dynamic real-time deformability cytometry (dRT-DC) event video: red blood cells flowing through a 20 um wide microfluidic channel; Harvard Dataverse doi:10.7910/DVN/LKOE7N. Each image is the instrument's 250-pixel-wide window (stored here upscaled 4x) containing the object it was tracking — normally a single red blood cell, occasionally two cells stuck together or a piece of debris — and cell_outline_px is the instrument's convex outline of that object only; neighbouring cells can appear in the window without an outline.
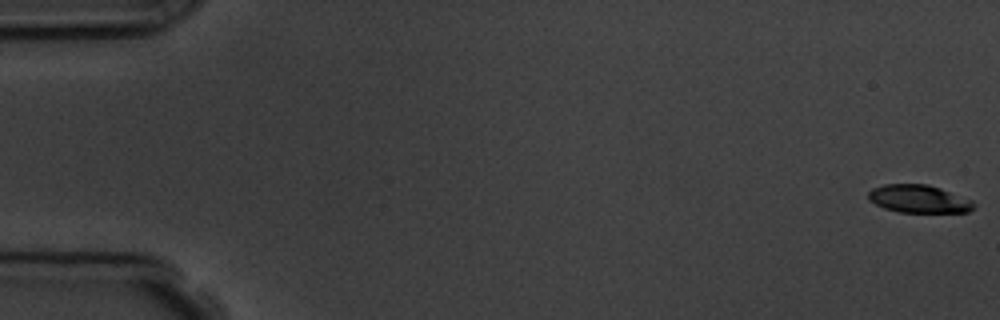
{"species": "common noctule bat (a hibernating species)", "species_latin": "Nyctalus noctula", "temperature_condition": "room temperature", "stored_images_in_passage": 4, "camera_frame_rate_fps": 3000, "um_per_image_px": 0.085, "animal": {"sex": "male", "body_mass_g": 19.5, "forearm_length_mm": 54.6}, "frame": {"image": 1, "passage_image": 1, "time_ms": 0.0, "image_size_px": [1000, 320], "cell_outline_px": [[976, 208], [968, 212], [896, 212], [884, 208], [868, 200], [868, 192], [872, 188], [884, 184], [928, 184], [940, 188], [972, 200], [976, 204]], "centroid_in_image_um": [78.1, 16.91], "position_along_channel_um": 6.9, "area_um2": 17.28}}
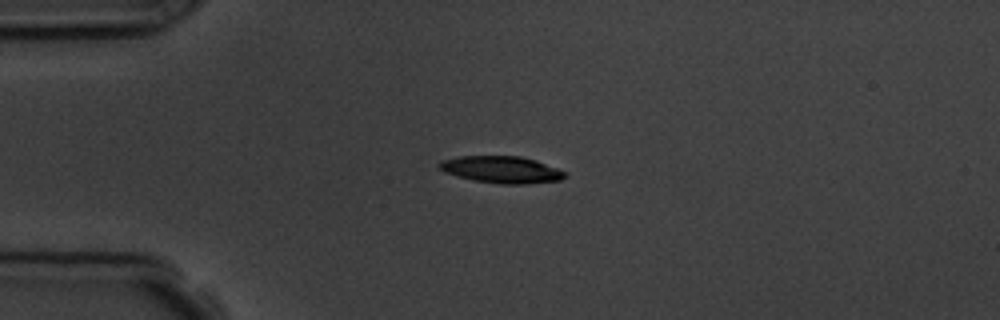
{"frame": {"image": 2, "passage_image": 4, "time_ms": 4.333, "image_size_px": [1000, 320], "cell_outline_px": [[568, 176], [560, 180], [528, 184], [500, 184], [476, 180], [444, 172], [436, 164], [440, 160], [460, 156], [520, 156], [536, 160], [556, 168], [564, 172]], "centroid_in_image_um": [42.63, 14.41], "position_along_channel_um": 42.4, "area_um2": 19.59}}